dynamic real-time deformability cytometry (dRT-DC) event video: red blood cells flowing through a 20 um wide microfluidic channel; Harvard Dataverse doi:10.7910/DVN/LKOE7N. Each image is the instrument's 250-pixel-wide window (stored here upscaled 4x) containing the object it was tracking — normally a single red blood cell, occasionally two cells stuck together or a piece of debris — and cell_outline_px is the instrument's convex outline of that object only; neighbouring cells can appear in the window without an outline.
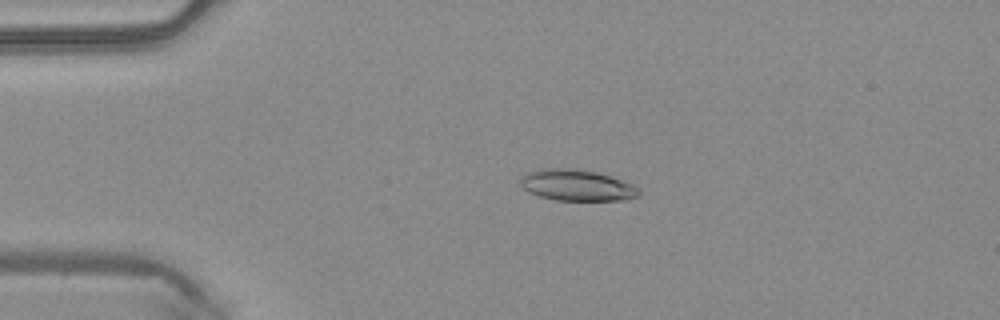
{"species": "common noctule bat (a hibernating species)", "species_latin": "Nyctalus noctula", "temperature_condition": "warm", "stored_images_in_passage": 49, "camera_frame_rate_fps": 3000, "um_per_image_px": 0.085, "animal": {"sex": "male", "body_mass_g": 20.4}, "frame": {"image": 1, "passage_image": 11, "time_ms": 3.333, "image_size_px": [1000, 320], "cell_outline_px": [[640, 196], [628, 200], [556, 200], [540, 196], [528, 192], [520, 184], [520, 180], [524, 172], [540, 168], [572, 168], [596, 172], [624, 180], [640, 188]], "centroid_in_image_um": [49.04, 15.74], "position_along_channel_um": 36.0, "area_um2": 21.85}}
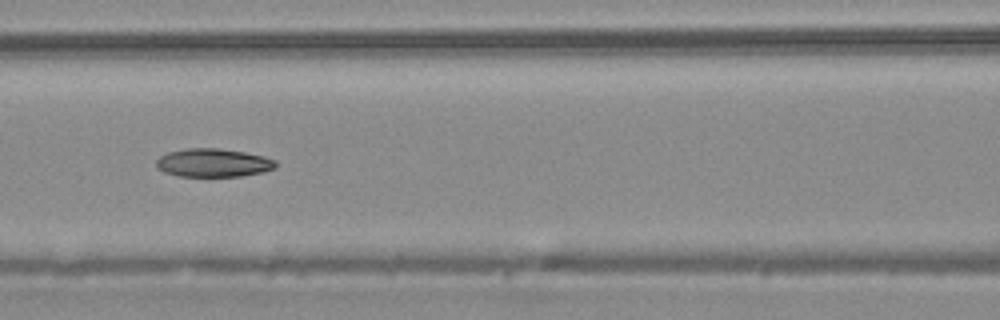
{"frame": {"image": 2, "passage_image": 22, "time_ms": 7.0, "image_size_px": [1000, 320], "cell_outline_px": [[276, 168], [264, 172], [240, 176], [176, 176], [164, 172], [156, 168], [156, 160], [160, 156], [168, 152], [184, 148], [220, 148], [244, 152], [264, 156], [276, 160]], "centroid_in_image_um": [18.11, 13.83], "position_along_channel_um": 148.5, "area_um2": 19.94}}
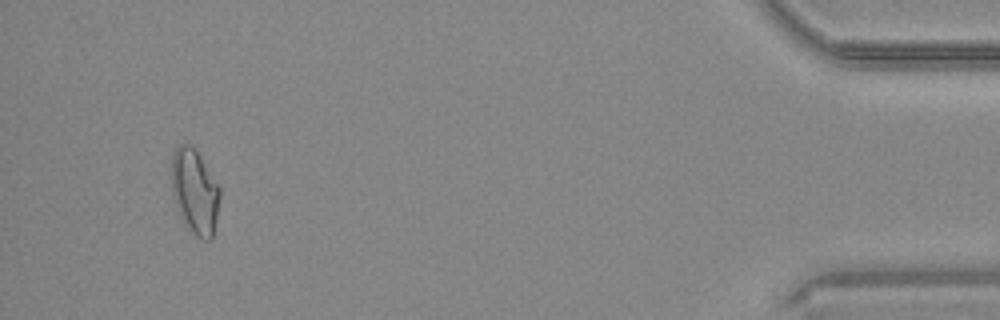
{"frame": {"image": 3, "passage_image": 47, "time_ms": 15.333, "image_size_px": [1000, 320], "cell_outline_px": [[220, 196], [216, 220], [212, 240], [200, 240], [184, 228], [172, 192], [172, 152], [180, 144], [188, 144], [200, 156], [220, 188]], "centroid_in_image_um": [16.55, 16.36], "position_along_channel_um": 418.6, "area_um2": 23.99}, "authors_computed_cell_mechanics": {"area_um2": 20.7502, "velocity_mm_per_s": 4.1153, "shape_relaxation_time_tau1_ms": null, "shape_relaxation_time_tau2_ms": 4.0468, "deformation_change_tau1": null, "deformation_change_tau2": 0.1011}}